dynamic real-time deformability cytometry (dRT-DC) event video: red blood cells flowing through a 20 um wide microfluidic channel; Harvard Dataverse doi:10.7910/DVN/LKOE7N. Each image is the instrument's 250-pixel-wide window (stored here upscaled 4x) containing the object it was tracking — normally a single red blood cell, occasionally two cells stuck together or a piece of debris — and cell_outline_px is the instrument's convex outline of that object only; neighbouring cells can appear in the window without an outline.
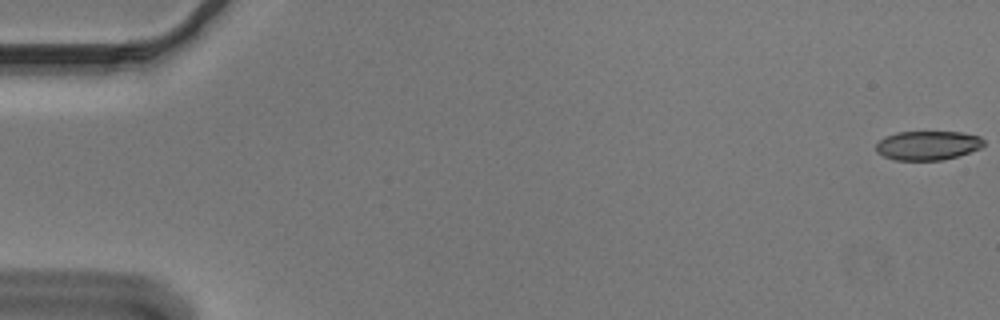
{"species": "Egyptian fruit bat (a non-hibernating species)", "species_latin": "Rousettus aegyptiacus", "temperature_condition": "cold", "stored_images_in_passage": 13, "camera_frame_rate_fps": 3000, "um_per_image_px": 0.085, "animal": {"sex": "male"}, "frame": {"image": 1, "passage_image": 1, "time_ms": 0.0, "image_size_px": [1000, 320], "cell_outline_px": [[984, 144], [980, 148], [956, 156], [940, 160], [896, 160], [884, 156], [876, 152], [876, 144], [884, 136], [896, 132], [960, 132], [980, 136], [984, 140]], "centroid_in_image_um": [78.83, 12.35], "position_along_channel_um": 6.2, "area_um2": 18.21}}